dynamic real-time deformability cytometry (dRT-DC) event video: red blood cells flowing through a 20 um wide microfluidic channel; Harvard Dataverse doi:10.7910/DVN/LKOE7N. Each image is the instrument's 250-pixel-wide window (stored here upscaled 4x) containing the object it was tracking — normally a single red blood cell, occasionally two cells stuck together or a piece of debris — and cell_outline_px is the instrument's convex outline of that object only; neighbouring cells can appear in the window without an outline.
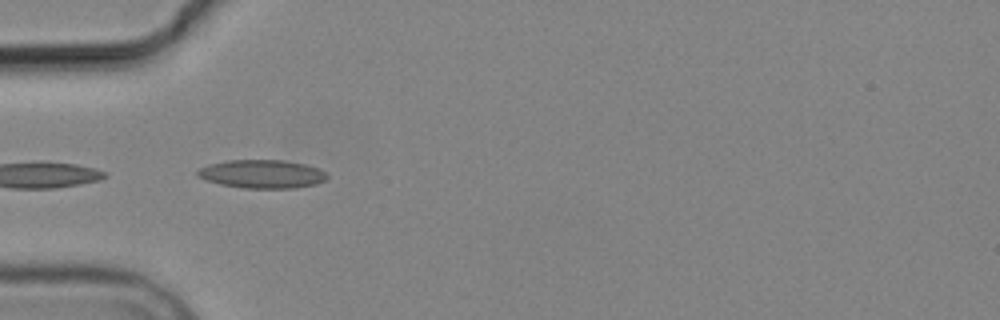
{"species": "common noctule bat (a hibernating species)", "species_latin": "Nyctalus noctula", "temperature_condition": "cold", "stored_images_in_passage": 11, "camera_frame_rate_fps": 3000, "um_per_image_px": 0.085, "animal": {"sex": "male", "body_mass_g": 19.2, "forearm_length_mm": 51.8}, "frame": {"image": 1, "passage_image": 5, "time_ms": 5.667, "image_size_px": [1000, 320], "cell_outline_px": [[328, 176], [324, 180], [316, 184], [292, 188], [244, 188], [220, 184], [196, 176], [196, 172], [200, 168], [208, 164], [224, 160], [284, 160], [304, 164], [320, 168]], "centroid_in_image_um": [22.25, 14.78], "position_along_channel_um": 62.7, "area_um2": 21.44}}
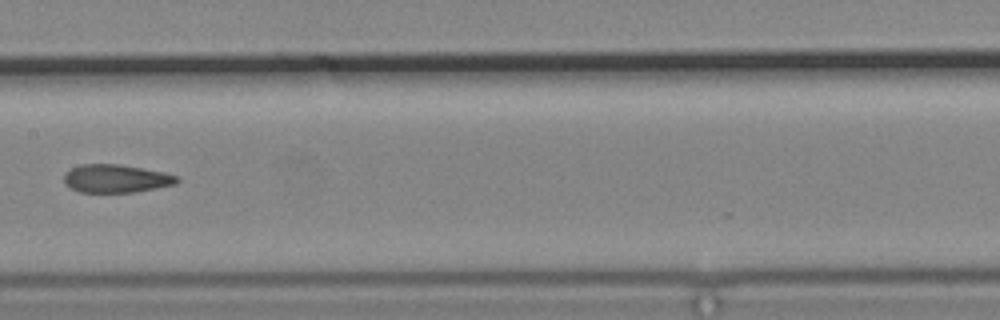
{"frame": {"image": 2, "passage_image": 8, "time_ms": 9.333, "image_size_px": [1000, 320], "cell_outline_px": [[180, 180], [176, 184], [156, 188], [132, 192], [80, 192], [68, 188], [64, 184], [64, 172], [80, 164], [120, 164], [164, 172], [180, 176]], "centroid_in_image_um": [9.85, 15.17], "position_along_channel_um": 197.6, "area_um2": 18.73}}
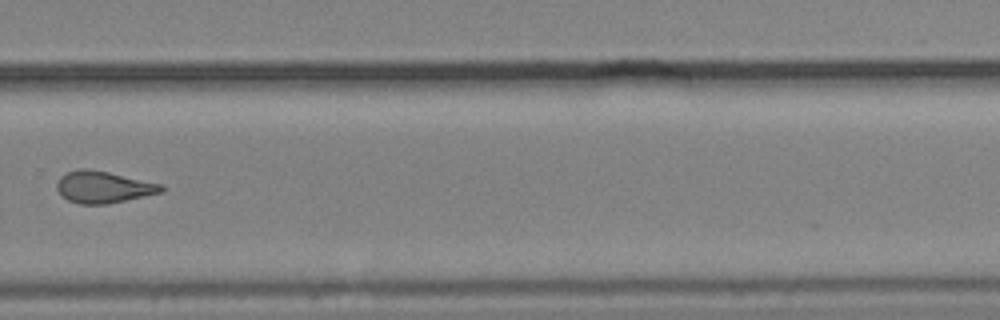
{"frame": {"image": 3, "passage_image": 11, "time_ms": 12.667, "image_size_px": [1000, 320], "cell_outline_px": [[164, 192], [108, 204], [80, 204], [68, 200], [56, 188], [56, 184], [60, 176], [68, 172], [80, 168], [88, 168], [108, 172], [164, 184]], "centroid_in_image_um": [8.82, 15.9], "position_along_channel_um": 321.0, "area_um2": 19.42}}